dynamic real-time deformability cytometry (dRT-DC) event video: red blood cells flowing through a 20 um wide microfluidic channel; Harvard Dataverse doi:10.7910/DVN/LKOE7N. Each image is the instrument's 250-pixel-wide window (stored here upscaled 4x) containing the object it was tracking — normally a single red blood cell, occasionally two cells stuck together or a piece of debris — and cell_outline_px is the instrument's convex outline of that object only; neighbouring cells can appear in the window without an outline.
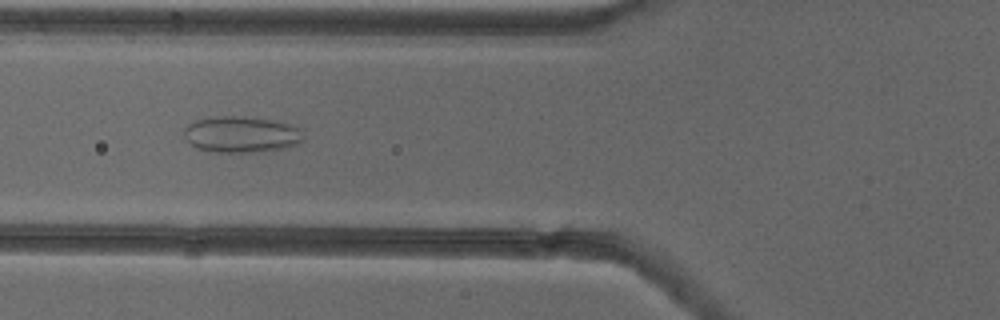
{"species": "common noctule bat (a hibernating species)", "species_latin": "Nyctalus noctula", "temperature_condition": "cold", "stored_images_in_passage": 46, "camera_frame_rate_fps": 3000, "um_per_image_px": 0.085, "animal": {"sex": "female"}, "frame": {"image": 1, "passage_image": 14, "time_ms": 4.333, "image_size_px": [1000, 320], "cell_outline_px": [[304, 140], [300, 144], [284, 148], [256, 152], [208, 152], [196, 148], [184, 136], [184, 128], [188, 124], [196, 120], [216, 116], [244, 116], [276, 120], [300, 128], [304, 136]], "centroid_in_image_um": [20.54, 11.42], "position_along_channel_um": 105.3, "area_um2": 25.55}}
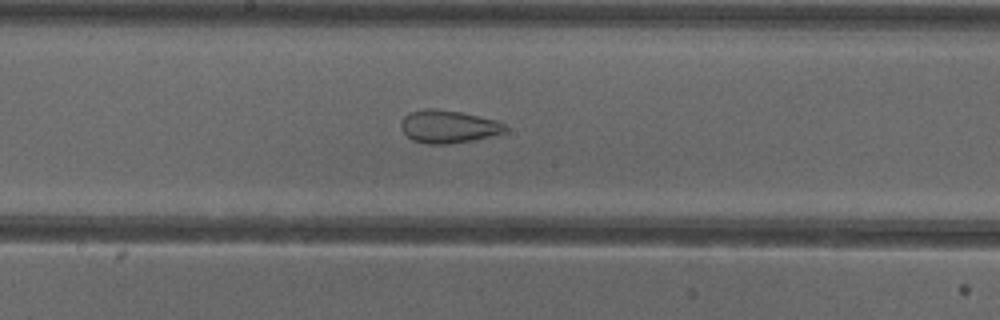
{"frame": {"image": 2, "passage_image": 22, "time_ms": 7.0, "image_size_px": [1000, 320], "cell_outline_px": [[508, 132], [472, 140], [448, 144], [428, 144], [412, 140], [400, 128], [400, 120], [408, 112], [424, 108], [436, 108], [460, 112], [496, 120], [504, 124], [508, 128]], "centroid_in_image_um": [38.08, 10.75], "position_along_channel_um": 210.1, "area_um2": 20.11}}
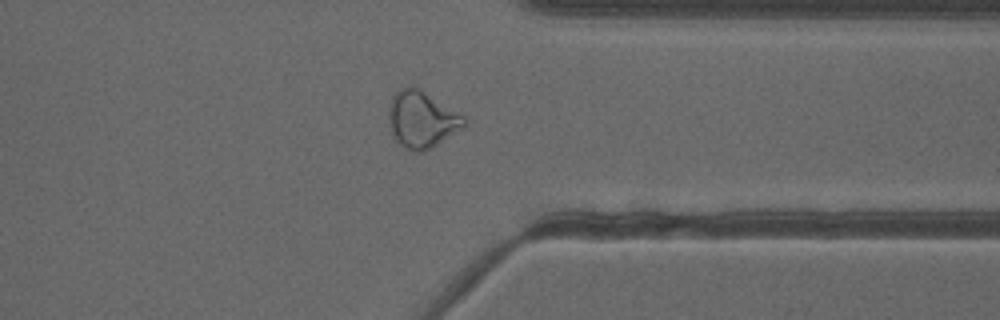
{"frame": {"image": 3, "passage_image": 35, "time_ms": 11.333, "image_size_px": [1000, 320], "cell_outline_px": [[464, 128], [424, 152], [412, 152], [400, 144], [396, 140], [388, 124], [388, 112], [392, 96], [400, 88], [420, 88], [464, 116]], "centroid_in_image_um": [35.83, 10.17], "position_along_channel_um": 375.6, "area_um2": 24.74}, "authors_computed_cell_mechanics": {"area_um2": 25.2875, "velocity_mm_per_s": 3.8954, "shape_relaxation_time_tau1_ms": null, "shape_relaxation_time_tau2_ms": 1.7745, "deformation_change_tau1": null, "deformation_change_tau2": 0.0882}}